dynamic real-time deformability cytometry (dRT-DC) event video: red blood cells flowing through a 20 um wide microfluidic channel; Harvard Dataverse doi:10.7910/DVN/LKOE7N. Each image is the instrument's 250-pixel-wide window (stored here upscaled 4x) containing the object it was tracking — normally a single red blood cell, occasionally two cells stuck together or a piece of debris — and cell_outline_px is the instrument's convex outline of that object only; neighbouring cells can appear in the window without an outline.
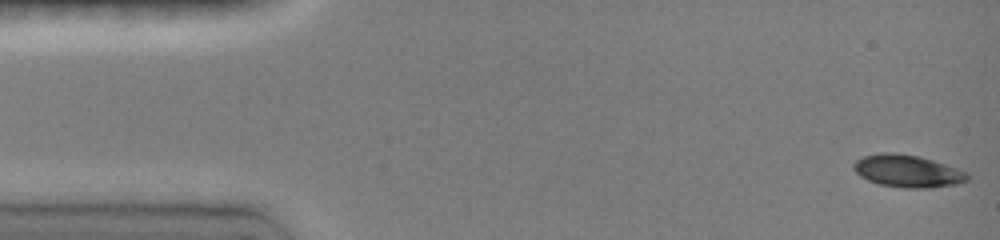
{"species": "common noctule bat (a hibernating species)", "species_latin": "Nyctalus noctula", "temperature_condition": "room temperature", "stored_images_in_passage": 30, "camera_frame_rate_fps": 3000, "um_per_image_px": 0.085, "animal": {"sex": "female", "body_mass_g": 19.0, "forearm_length_mm": 51.5}, "frame": {"image": 1, "passage_image": 1, "time_ms": 0.0, "image_size_px": [1000, 240], "cell_outline_px": [[968, 180], [956, 184], [928, 188], [904, 188], [880, 184], [868, 180], [860, 176], [852, 168], [852, 164], [856, 160], [864, 156], [880, 152], [896, 152], [920, 156], [956, 168], [964, 172], [968, 176]], "centroid_in_image_um": [77.09, 14.53], "position_along_channel_um": 7.9, "area_um2": 21.39}}
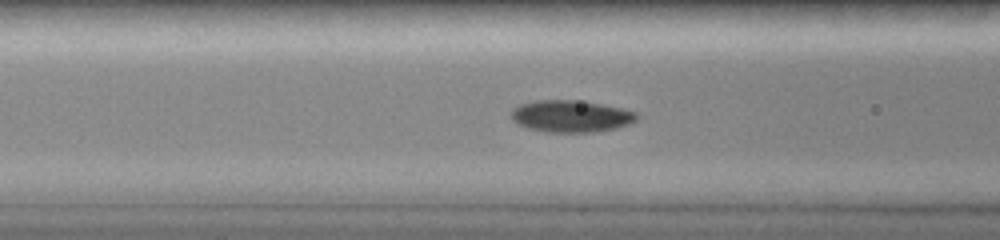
{"frame": {"image": 2, "passage_image": 15, "time_ms": 5.667, "image_size_px": [1000, 240], "cell_outline_px": [[640, 116], [636, 120], [628, 124], [616, 128], [596, 132], [548, 132], [528, 128], [516, 124], [508, 116], [512, 108], [520, 104], [536, 100], [572, 100], [600, 104], [620, 108], [636, 112]], "centroid_in_image_um": [48.47, 9.88], "position_along_channel_um": 118.1, "area_um2": 23.47}}
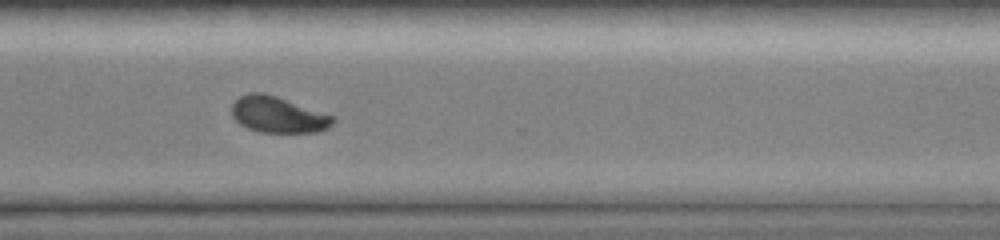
{"frame": {"image": 3, "passage_image": 29, "time_ms": 11.333, "image_size_px": [1000, 240], "cell_outline_px": [[336, 120], [328, 128], [316, 132], [260, 132], [248, 128], [240, 124], [232, 116], [232, 104], [240, 96], [248, 92], [264, 92], [276, 96], [332, 116]], "centroid_in_image_um": [23.59, 9.74], "position_along_channel_um": 347.0, "area_um2": 21.04}}